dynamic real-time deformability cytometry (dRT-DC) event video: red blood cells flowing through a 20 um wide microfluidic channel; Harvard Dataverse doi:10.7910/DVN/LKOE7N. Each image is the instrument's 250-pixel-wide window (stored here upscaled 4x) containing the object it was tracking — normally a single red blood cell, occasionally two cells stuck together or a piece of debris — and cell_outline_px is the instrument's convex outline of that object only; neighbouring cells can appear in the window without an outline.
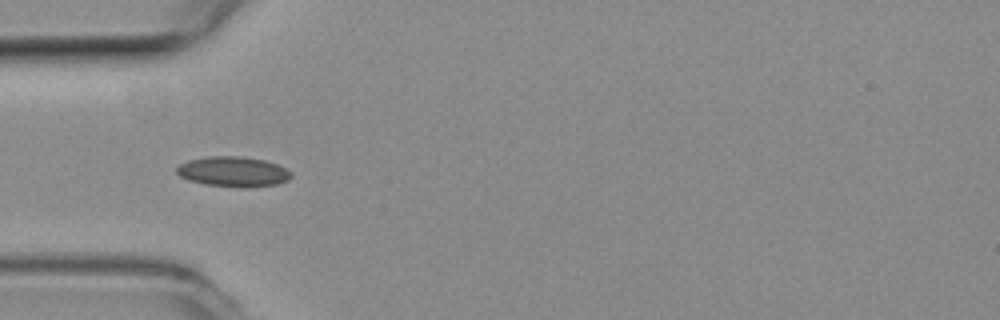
{"species": "common noctule bat (a hibernating species)", "species_latin": "Nyctalus noctula", "temperature_condition": "room temperature", "stored_images_in_passage": 6, "camera_frame_rate_fps": 3000, "um_per_image_px": 0.085, "animal": {"sex": "female", "body_mass_g": 19.3, "forearm_length_mm": 54.1}, "frame": {"image": 1, "passage_image": 4, "time_ms": 1.0, "image_size_px": [1000, 320], "cell_outline_px": [[292, 176], [288, 180], [276, 184], [244, 188], [204, 184], [188, 180], [180, 176], [176, 172], [176, 168], [180, 164], [188, 160], [208, 156], [240, 156], [264, 160], [276, 164], [292, 172]], "centroid_in_image_um": [19.81, 14.59], "position_along_channel_um": 65.2, "area_um2": 20.11}}
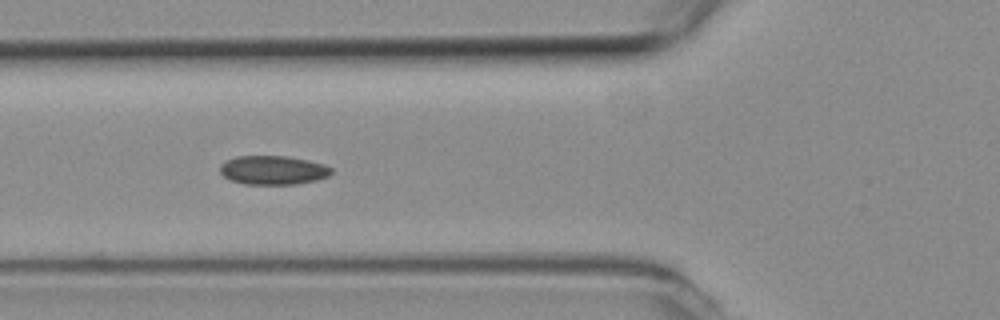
{"frame": {"image": 2, "passage_image": 5, "time_ms": 1.333, "image_size_px": [1000, 320], "cell_outline_px": [[332, 172], [328, 176], [316, 180], [296, 184], [244, 184], [232, 180], [224, 176], [220, 172], [220, 164], [236, 156], [288, 156], [308, 160], [324, 164], [332, 168]], "centroid_in_image_um": [23.22, 14.46], "position_along_channel_um": 102.6, "area_um2": 18.73}}
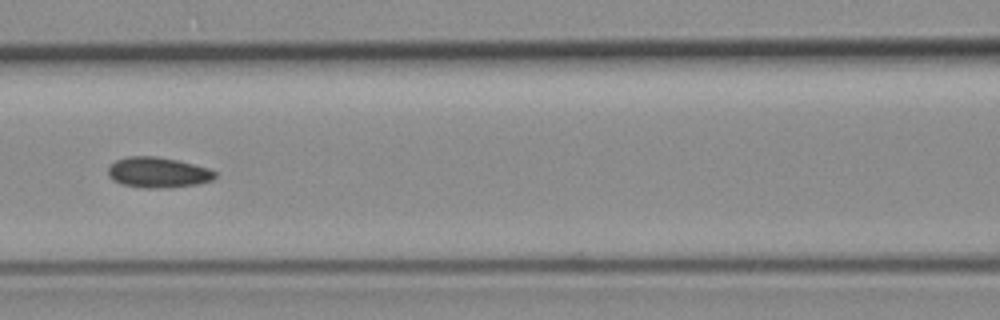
{"frame": {"image": 3, "passage_image": 6, "time_ms": 1.667, "image_size_px": [1000, 320], "cell_outline_px": [[216, 176], [212, 180], [200, 184], [168, 188], [144, 188], [120, 184], [112, 180], [108, 176], [108, 168], [116, 160], [128, 156], [156, 156], [176, 160], [208, 168], [216, 172]], "centroid_in_image_um": [13.41, 14.67], "position_along_channel_um": 153.2, "area_um2": 19.13}}